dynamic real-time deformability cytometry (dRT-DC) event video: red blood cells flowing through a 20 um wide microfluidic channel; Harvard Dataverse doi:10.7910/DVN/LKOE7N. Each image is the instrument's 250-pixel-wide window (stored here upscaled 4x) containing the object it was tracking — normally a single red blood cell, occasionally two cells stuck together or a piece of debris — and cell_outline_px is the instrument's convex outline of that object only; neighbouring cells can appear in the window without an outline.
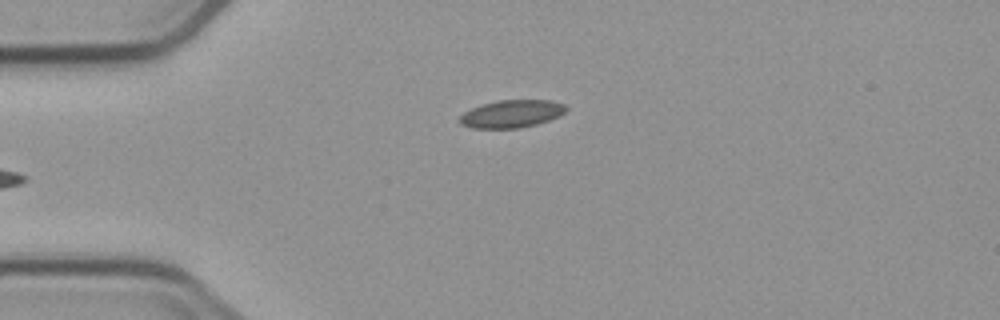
{"species": "common noctule bat (a hibernating species)", "species_latin": "Nyctalus noctula", "temperature_condition": "cold", "stored_images_in_passage": 5, "camera_frame_rate_fps": 3000, "um_per_image_px": 0.085, "animal": {"sex": "male", "body_mass_g": 23.1, "forearm_length_mm": 52.7}, "frame": {"image": 1, "passage_image": 5, "time_ms": 4.667, "image_size_px": [1000, 320], "cell_outline_px": [[568, 108], [560, 116], [536, 124], [520, 128], [472, 128], [460, 124], [456, 120], [464, 112], [480, 104], [496, 100], [552, 100], [564, 104]], "centroid_in_image_um": [43.46, 9.67], "position_along_channel_um": 41.5, "area_um2": 17.34}}